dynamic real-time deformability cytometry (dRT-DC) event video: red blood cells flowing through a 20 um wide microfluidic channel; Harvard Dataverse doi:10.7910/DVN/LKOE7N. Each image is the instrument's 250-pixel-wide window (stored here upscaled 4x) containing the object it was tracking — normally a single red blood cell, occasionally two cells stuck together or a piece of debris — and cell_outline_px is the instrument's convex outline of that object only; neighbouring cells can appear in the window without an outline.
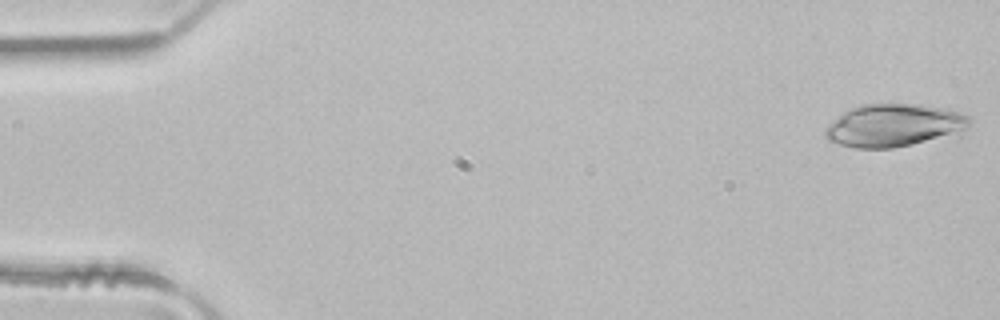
{"species": "common noctule bat (a hibernating species)", "species_latin": "Nyctalus noctula", "temperature_condition": "room temperature", "stored_images_in_passage": 4, "camera_frame_rate_fps": 3000, "um_per_image_px": 0.085, "animal": {"sex": "male", "body_mass_g": 21.5, "forearm_length_mm": 52.0}, "frame": {"image": 1, "passage_image": 4, "time_ms": 1.0, "image_size_px": [1000, 320], "cell_outline_px": [[972, 120], [960, 136], [892, 148], [856, 148], [840, 144], [828, 140], [824, 136], [824, 132], [844, 112], [852, 108], [864, 104], [920, 104], [944, 108], [960, 112], [968, 116]], "centroid_in_image_um": [76.12, 10.68], "position_along_channel_um": 8.9, "area_um2": 36.18}}